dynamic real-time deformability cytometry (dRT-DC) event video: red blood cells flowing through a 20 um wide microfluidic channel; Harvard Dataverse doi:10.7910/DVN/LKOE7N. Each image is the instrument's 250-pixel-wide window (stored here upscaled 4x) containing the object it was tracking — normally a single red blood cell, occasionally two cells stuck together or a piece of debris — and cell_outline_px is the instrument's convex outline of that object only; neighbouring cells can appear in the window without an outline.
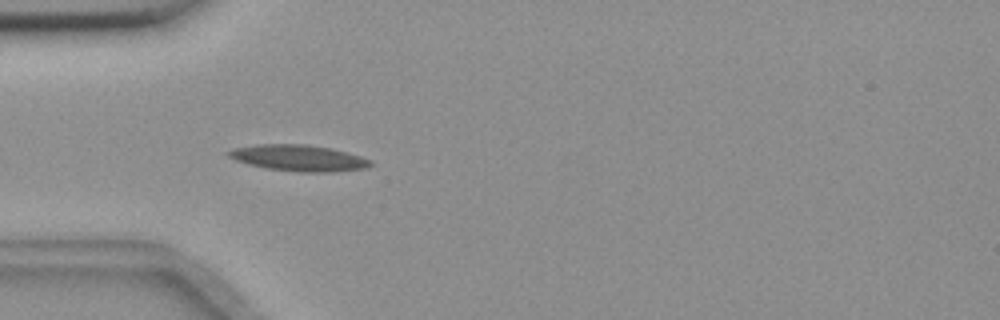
{"species": "common noctule bat (a hibernating species)", "species_latin": "Nyctalus noctula", "temperature_condition": "room temperature", "stored_images_in_passage": 55, "camera_frame_rate_fps": 3000, "um_per_image_px": 0.085, "animal": {"sex": "female", "body_mass_g": 18.4}, "frame": {"image": 1, "passage_image": 16, "time_ms": 5.0, "image_size_px": [1000, 320], "cell_outline_px": [[372, 164], [364, 168], [336, 172], [300, 172], [264, 168], [248, 164], [236, 160], [228, 156], [224, 152], [236, 148], [260, 144], [304, 144], [332, 148], [348, 152], [372, 160]], "centroid_in_image_um": [25.4, 13.43], "position_along_channel_um": 59.6, "area_um2": 21.73}}
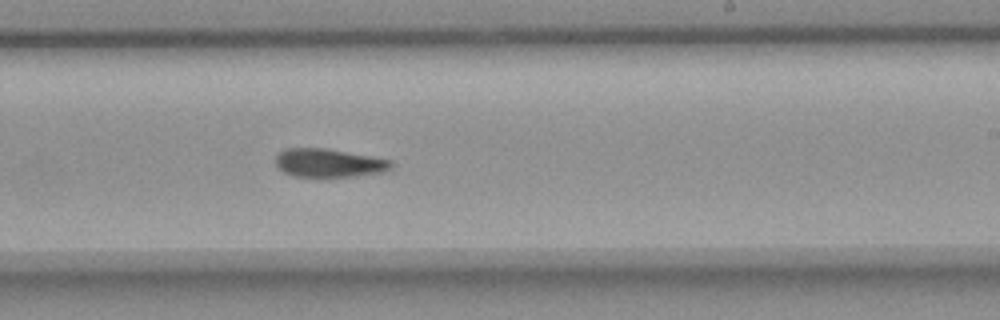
{"frame": {"image": 2, "passage_image": 33, "time_ms": 10.667, "image_size_px": [1000, 320], "cell_outline_px": [[392, 168], [384, 172], [352, 176], [292, 176], [284, 172], [276, 164], [276, 156], [284, 148], [324, 148], [372, 156], [392, 160]], "centroid_in_image_um": [27.97, 13.84], "position_along_channel_um": 261.0, "area_um2": 19.02}}
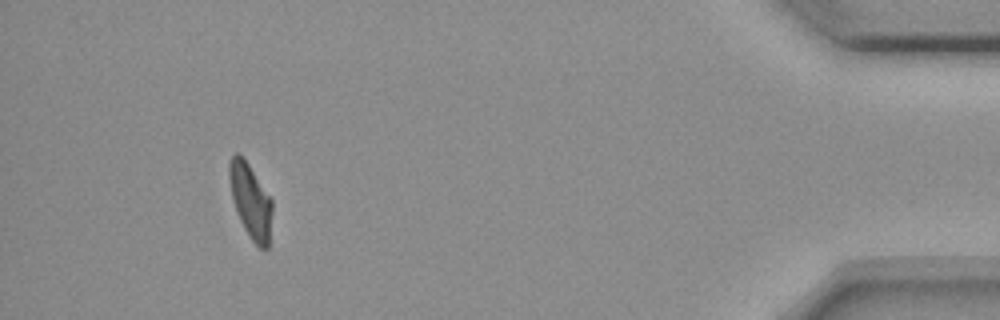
{"frame": {"image": 3, "passage_image": 51, "time_ms": 16.667, "image_size_px": [1000, 320], "cell_outline_px": [[272, 212], [268, 248], [260, 248], [252, 240], [244, 228], [236, 212], [232, 196], [228, 176], [228, 164], [232, 156], [236, 152], [244, 156], [272, 200]], "centroid_in_image_um": [21.28, 17.03], "position_along_channel_um": 413.9, "area_um2": 18.61}, "authors_computed_cell_mechanics": {"area_um2": 19.5364, "velocity_mm_per_s": 3.6203, "shape_relaxation_time_tau1_ms": null, "shape_relaxation_time_tau2_ms": 9.1595, "deformation_change_tau1": null, "deformation_change_tau2": 0.1722}}